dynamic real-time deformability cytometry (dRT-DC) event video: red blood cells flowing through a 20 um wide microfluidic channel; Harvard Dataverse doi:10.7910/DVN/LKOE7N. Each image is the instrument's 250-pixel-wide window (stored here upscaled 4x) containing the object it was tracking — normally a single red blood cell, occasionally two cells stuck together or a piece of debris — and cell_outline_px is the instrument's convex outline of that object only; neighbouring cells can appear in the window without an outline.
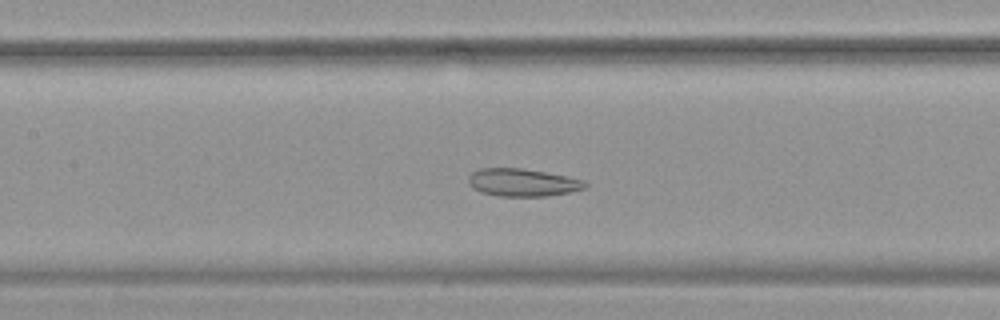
{"species": "common noctule bat (a hibernating species)", "species_latin": "Nyctalus noctula", "temperature_condition": "warm", "stored_images_in_passage": 51, "camera_frame_rate_fps": 3000, "um_per_image_px": 0.085, "animal": {"sex": "female", "body_mass_g": 19.9}, "frame": {"image": 1, "passage_image": 23, "time_ms": 7.333, "image_size_px": [1000, 320], "cell_outline_px": [[588, 184], [584, 188], [568, 192], [548, 196], [500, 196], [480, 192], [472, 188], [468, 184], [468, 176], [472, 172], [480, 168], [520, 168], [544, 172], [584, 180]], "centroid_in_image_um": [44.36, 15.51], "position_along_channel_um": 163.0, "area_um2": 18.73}}
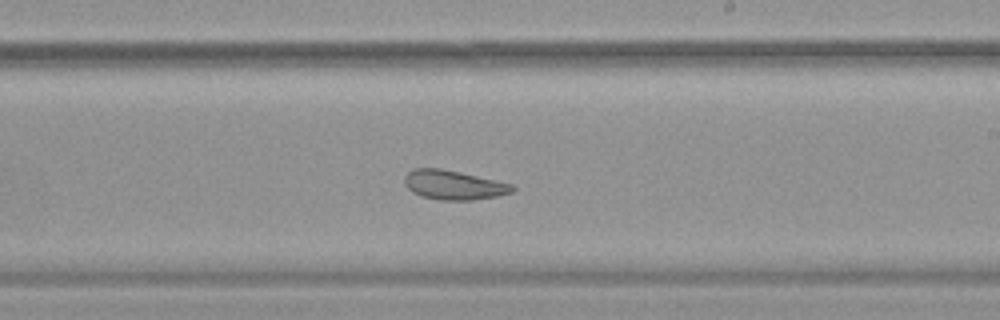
{"frame": {"image": 2, "passage_image": 30, "time_ms": 9.667, "image_size_px": [1000, 320], "cell_outline_px": [[516, 188], [512, 192], [496, 196], [472, 200], [440, 200], [420, 196], [412, 192], [404, 184], [404, 176], [412, 168], [440, 168], [460, 172], [512, 184]], "centroid_in_image_um": [38.52, 15.72], "position_along_channel_um": 250.5, "area_um2": 18.44}}
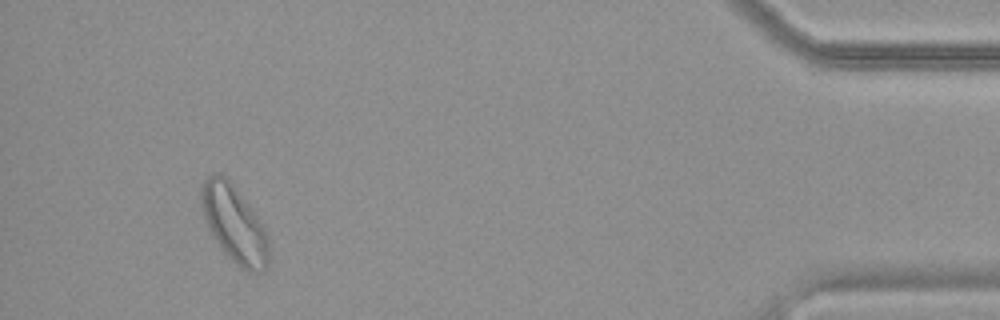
{"frame": {"image": 3, "passage_image": 48, "time_ms": 15.667, "image_size_px": [1000, 320], "cell_outline_px": [[268, 264], [264, 272], [248, 272], [236, 264], [224, 252], [208, 228], [200, 204], [200, 188], [204, 180], [208, 176], [216, 172], [220, 172], [228, 176], [248, 204], [264, 228], [268, 236]], "centroid_in_image_um": [19.89, 18.99], "position_along_channel_um": 415.3, "area_um2": 30.35}, "authors_computed_cell_mechanics": {"area_um2": 24.6228, "velocity_mm_per_s": 3.7715, "shape_relaxation_time_tau1_ms": null, "shape_relaxation_time_tau2_ms": 2.3945, "deformation_change_tau1": null, "deformation_change_tau2": 0.0939}}